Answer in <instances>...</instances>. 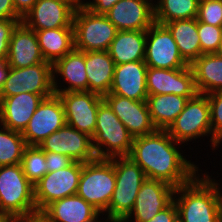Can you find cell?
Wrapping results in <instances>:
<instances>
[{
	"label": "cell",
	"instance_id": "obj_1",
	"mask_svg": "<svg viewBox=\"0 0 222 222\" xmlns=\"http://www.w3.org/2000/svg\"><path fill=\"white\" fill-rule=\"evenodd\" d=\"M180 144L166 130L157 129L151 134L133 138L128 157L144 171L146 178L178 188L202 171L183 156L179 151Z\"/></svg>",
	"mask_w": 222,
	"mask_h": 222
},
{
	"label": "cell",
	"instance_id": "obj_2",
	"mask_svg": "<svg viewBox=\"0 0 222 222\" xmlns=\"http://www.w3.org/2000/svg\"><path fill=\"white\" fill-rule=\"evenodd\" d=\"M205 173L175 188L173 201L181 222H222V186Z\"/></svg>",
	"mask_w": 222,
	"mask_h": 222
},
{
	"label": "cell",
	"instance_id": "obj_3",
	"mask_svg": "<svg viewBox=\"0 0 222 222\" xmlns=\"http://www.w3.org/2000/svg\"><path fill=\"white\" fill-rule=\"evenodd\" d=\"M92 141L98 159L128 156L132 148L133 137L105 100L98 107Z\"/></svg>",
	"mask_w": 222,
	"mask_h": 222
},
{
	"label": "cell",
	"instance_id": "obj_4",
	"mask_svg": "<svg viewBox=\"0 0 222 222\" xmlns=\"http://www.w3.org/2000/svg\"><path fill=\"white\" fill-rule=\"evenodd\" d=\"M0 210L17 220L37 213L34 186L21 164L0 166Z\"/></svg>",
	"mask_w": 222,
	"mask_h": 222
},
{
	"label": "cell",
	"instance_id": "obj_5",
	"mask_svg": "<svg viewBox=\"0 0 222 222\" xmlns=\"http://www.w3.org/2000/svg\"><path fill=\"white\" fill-rule=\"evenodd\" d=\"M115 189L105 212L109 220H124L132 211L137 194L146 179L144 171L128 156L113 158Z\"/></svg>",
	"mask_w": 222,
	"mask_h": 222
},
{
	"label": "cell",
	"instance_id": "obj_6",
	"mask_svg": "<svg viewBox=\"0 0 222 222\" xmlns=\"http://www.w3.org/2000/svg\"><path fill=\"white\" fill-rule=\"evenodd\" d=\"M115 183L113 158H97L83 163L76 194L105 214L115 189Z\"/></svg>",
	"mask_w": 222,
	"mask_h": 222
},
{
	"label": "cell",
	"instance_id": "obj_7",
	"mask_svg": "<svg viewBox=\"0 0 222 222\" xmlns=\"http://www.w3.org/2000/svg\"><path fill=\"white\" fill-rule=\"evenodd\" d=\"M74 47L83 52L108 51L117 28L105 14H96L78 5L73 16Z\"/></svg>",
	"mask_w": 222,
	"mask_h": 222
},
{
	"label": "cell",
	"instance_id": "obj_8",
	"mask_svg": "<svg viewBox=\"0 0 222 222\" xmlns=\"http://www.w3.org/2000/svg\"><path fill=\"white\" fill-rule=\"evenodd\" d=\"M168 134L179 143L191 142L193 139L210 137L212 146V129L210 122V106L206 94L197 93L190 98L183 111L166 129ZM211 135V136H210Z\"/></svg>",
	"mask_w": 222,
	"mask_h": 222
},
{
	"label": "cell",
	"instance_id": "obj_9",
	"mask_svg": "<svg viewBox=\"0 0 222 222\" xmlns=\"http://www.w3.org/2000/svg\"><path fill=\"white\" fill-rule=\"evenodd\" d=\"M83 162L73 161L68 167L46 173L34 184V201L41 212L53 201L77 193Z\"/></svg>",
	"mask_w": 222,
	"mask_h": 222
},
{
	"label": "cell",
	"instance_id": "obj_10",
	"mask_svg": "<svg viewBox=\"0 0 222 222\" xmlns=\"http://www.w3.org/2000/svg\"><path fill=\"white\" fill-rule=\"evenodd\" d=\"M53 95L52 64L44 61L25 68H9L7 78L0 90V97L20 93Z\"/></svg>",
	"mask_w": 222,
	"mask_h": 222
},
{
	"label": "cell",
	"instance_id": "obj_11",
	"mask_svg": "<svg viewBox=\"0 0 222 222\" xmlns=\"http://www.w3.org/2000/svg\"><path fill=\"white\" fill-rule=\"evenodd\" d=\"M144 61L147 67L157 69H180L189 66L180 55L170 31L156 22L146 30Z\"/></svg>",
	"mask_w": 222,
	"mask_h": 222
},
{
	"label": "cell",
	"instance_id": "obj_12",
	"mask_svg": "<svg viewBox=\"0 0 222 222\" xmlns=\"http://www.w3.org/2000/svg\"><path fill=\"white\" fill-rule=\"evenodd\" d=\"M63 104L66 124L93 137L96 117L103 96L90 91L54 93Z\"/></svg>",
	"mask_w": 222,
	"mask_h": 222
},
{
	"label": "cell",
	"instance_id": "obj_13",
	"mask_svg": "<svg viewBox=\"0 0 222 222\" xmlns=\"http://www.w3.org/2000/svg\"><path fill=\"white\" fill-rule=\"evenodd\" d=\"M82 0H38L22 22L32 30L73 28L75 9Z\"/></svg>",
	"mask_w": 222,
	"mask_h": 222
},
{
	"label": "cell",
	"instance_id": "obj_14",
	"mask_svg": "<svg viewBox=\"0 0 222 222\" xmlns=\"http://www.w3.org/2000/svg\"><path fill=\"white\" fill-rule=\"evenodd\" d=\"M66 124L63 104L57 94L44 98L22 132L27 146H38Z\"/></svg>",
	"mask_w": 222,
	"mask_h": 222
},
{
	"label": "cell",
	"instance_id": "obj_15",
	"mask_svg": "<svg viewBox=\"0 0 222 222\" xmlns=\"http://www.w3.org/2000/svg\"><path fill=\"white\" fill-rule=\"evenodd\" d=\"M44 152L60 153L73 161L90 162L97 159L92 137L65 124L38 145Z\"/></svg>",
	"mask_w": 222,
	"mask_h": 222
},
{
	"label": "cell",
	"instance_id": "obj_16",
	"mask_svg": "<svg viewBox=\"0 0 222 222\" xmlns=\"http://www.w3.org/2000/svg\"><path fill=\"white\" fill-rule=\"evenodd\" d=\"M175 188L166 182L146 178L125 222H146L166 208L174 197Z\"/></svg>",
	"mask_w": 222,
	"mask_h": 222
},
{
	"label": "cell",
	"instance_id": "obj_17",
	"mask_svg": "<svg viewBox=\"0 0 222 222\" xmlns=\"http://www.w3.org/2000/svg\"><path fill=\"white\" fill-rule=\"evenodd\" d=\"M146 86L148 95L176 94L183 97H194L198 93L190 65L180 69L148 67Z\"/></svg>",
	"mask_w": 222,
	"mask_h": 222
},
{
	"label": "cell",
	"instance_id": "obj_18",
	"mask_svg": "<svg viewBox=\"0 0 222 222\" xmlns=\"http://www.w3.org/2000/svg\"><path fill=\"white\" fill-rule=\"evenodd\" d=\"M103 99L133 138L148 135L157 130L151 120L146 100L135 101L114 94H105Z\"/></svg>",
	"mask_w": 222,
	"mask_h": 222
},
{
	"label": "cell",
	"instance_id": "obj_19",
	"mask_svg": "<svg viewBox=\"0 0 222 222\" xmlns=\"http://www.w3.org/2000/svg\"><path fill=\"white\" fill-rule=\"evenodd\" d=\"M118 31H143L154 21L153 0H119L105 13Z\"/></svg>",
	"mask_w": 222,
	"mask_h": 222
},
{
	"label": "cell",
	"instance_id": "obj_20",
	"mask_svg": "<svg viewBox=\"0 0 222 222\" xmlns=\"http://www.w3.org/2000/svg\"><path fill=\"white\" fill-rule=\"evenodd\" d=\"M50 96L26 92L0 97V124L22 133L42 100Z\"/></svg>",
	"mask_w": 222,
	"mask_h": 222
},
{
	"label": "cell",
	"instance_id": "obj_21",
	"mask_svg": "<svg viewBox=\"0 0 222 222\" xmlns=\"http://www.w3.org/2000/svg\"><path fill=\"white\" fill-rule=\"evenodd\" d=\"M85 66V52L73 49L52 65L54 93L88 91V80ZM58 76L68 87L61 88ZM65 81V82H64ZM60 84V85H59Z\"/></svg>",
	"mask_w": 222,
	"mask_h": 222
},
{
	"label": "cell",
	"instance_id": "obj_22",
	"mask_svg": "<svg viewBox=\"0 0 222 222\" xmlns=\"http://www.w3.org/2000/svg\"><path fill=\"white\" fill-rule=\"evenodd\" d=\"M147 69L144 60L116 65L108 94L120 95L135 101L146 100L148 97Z\"/></svg>",
	"mask_w": 222,
	"mask_h": 222
},
{
	"label": "cell",
	"instance_id": "obj_23",
	"mask_svg": "<svg viewBox=\"0 0 222 222\" xmlns=\"http://www.w3.org/2000/svg\"><path fill=\"white\" fill-rule=\"evenodd\" d=\"M7 64L11 68H25L44 62L37 34L20 22L13 30L9 42Z\"/></svg>",
	"mask_w": 222,
	"mask_h": 222
},
{
	"label": "cell",
	"instance_id": "obj_24",
	"mask_svg": "<svg viewBox=\"0 0 222 222\" xmlns=\"http://www.w3.org/2000/svg\"><path fill=\"white\" fill-rule=\"evenodd\" d=\"M99 211L77 194L48 204L40 213L51 222H85Z\"/></svg>",
	"mask_w": 222,
	"mask_h": 222
},
{
	"label": "cell",
	"instance_id": "obj_25",
	"mask_svg": "<svg viewBox=\"0 0 222 222\" xmlns=\"http://www.w3.org/2000/svg\"><path fill=\"white\" fill-rule=\"evenodd\" d=\"M85 66L88 91L101 96L108 94L116 66L108 51L85 52Z\"/></svg>",
	"mask_w": 222,
	"mask_h": 222
},
{
	"label": "cell",
	"instance_id": "obj_26",
	"mask_svg": "<svg viewBox=\"0 0 222 222\" xmlns=\"http://www.w3.org/2000/svg\"><path fill=\"white\" fill-rule=\"evenodd\" d=\"M190 67L198 93L207 95L222 91V56L217 53L202 54Z\"/></svg>",
	"mask_w": 222,
	"mask_h": 222
},
{
	"label": "cell",
	"instance_id": "obj_27",
	"mask_svg": "<svg viewBox=\"0 0 222 222\" xmlns=\"http://www.w3.org/2000/svg\"><path fill=\"white\" fill-rule=\"evenodd\" d=\"M146 45V30L117 31L108 53L116 65L144 60Z\"/></svg>",
	"mask_w": 222,
	"mask_h": 222
},
{
	"label": "cell",
	"instance_id": "obj_28",
	"mask_svg": "<svg viewBox=\"0 0 222 222\" xmlns=\"http://www.w3.org/2000/svg\"><path fill=\"white\" fill-rule=\"evenodd\" d=\"M163 25L170 31L180 55L189 65L202 55L196 18L174 20Z\"/></svg>",
	"mask_w": 222,
	"mask_h": 222
},
{
	"label": "cell",
	"instance_id": "obj_29",
	"mask_svg": "<svg viewBox=\"0 0 222 222\" xmlns=\"http://www.w3.org/2000/svg\"><path fill=\"white\" fill-rule=\"evenodd\" d=\"M190 98L193 97L176 94L148 95L146 103L156 129L166 130L183 111Z\"/></svg>",
	"mask_w": 222,
	"mask_h": 222
},
{
	"label": "cell",
	"instance_id": "obj_30",
	"mask_svg": "<svg viewBox=\"0 0 222 222\" xmlns=\"http://www.w3.org/2000/svg\"><path fill=\"white\" fill-rule=\"evenodd\" d=\"M34 31L37 34L42 57L52 65L75 48L73 28H56Z\"/></svg>",
	"mask_w": 222,
	"mask_h": 222
},
{
	"label": "cell",
	"instance_id": "obj_31",
	"mask_svg": "<svg viewBox=\"0 0 222 222\" xmlns=\"http://www.w3.org/2000/svg\"><path fill=\"white\" fill-rule=\"evenodd\" d=\"M154 21L158 24L197 17L199 0H154Z\"/></svg>",
	"mask_w": 222,
	"mask_h": 222
},
{
	"label": "cell",
	"instance_id": "obj_32",
	"mask_svg": "<svg viewBox=\"0 0 222 222\" xmlns=\"http://www.w3.org/2000/svg\"><path fill=\"white\" fill-rule=\"evenodd\" d=\"M27 144L21 132L0 124V166L21 164Z\"/></svg>",
	"mask_w": 222,
	"mask_h": 222
},
{
	"label": "cell",
	"instance_id": "obj_33",
	"mask_svg": "<svg viewBox=\"0 0 222 222\" xmlns=\"http://www.w3.org/2000/svg\"><path fill=\"white\" fill-rule=\"evenodd\" d=\"M21 165L27 179L36 184L47 173L45 152L39 146H27Z\"/></svg>",
	"mask_w": 222,
	"mask_h": 222
},
{
	"label": "cell",
	"instance_id": "obj_34",
	"mask_svg": "<svg viewBox=\"0 0 222 222\" xmlns=\"http://www.w3.org/2000/svg\"><path fill=\"white\" fill-rule=\"evenodd\" d=\"M197 30L202 54L217 53L222 39V26L197 21Z\"/></svg>",
	"mask_w": 222,
	"mask_h": 222
},
{
	"label": "cell",
	"instance_id": "obj_35",
	"mask_svg": "<svg viewBox=\"0 0 222 222\" xmlns=\"http://www.w3.org/2000/svg\"><path fill=\"white\" fill-rule=\"evenodd\" d=\"M197 21L222 26V0H199Z\"/></svg>",
	"mask_w": 222,
	"mask_h": 222
},
{
	"label": "cell",
	"instance_id": "obj_36",
	"mask_svg": "<svg viewBox=\"0 0 222 222\" xmlns=\"http://www.w3.org/2000/svg\"><path fill=\"white\" fill-rule=\"evenodd\" d=\"M210 106L212 147L215 138L222 132V91L207 94Z\"/></svg>",
	"mask_w": 222,
	"mask_h": 222
},
{
	"label": "cell",
	"instance_id": "obj_37",
	"mask_svg": "<svg viewBox=\"0 0 222 222\" xmlns=\"http://www.w3.org/2000/svg\"><path fill=\"white\" fill-rule=\"evenodd\" d=\"M22 19H0V60L5 61L9 52V42L16 26Z\"/></svg>",
	"mask_w": 222,
	"mask_h": 222
},
{
	"label": "cell",
	"instance_id": "obj_38",
	"mask_svg": "<svg viewBox=\"0 0 222 222\" xmlns=\"http://www.w3.org/2000/svg\"><path fill=\"white\" fill-rule=\"evenodd\" d=\"M47 173L68 167L73 160L63 154L45 152Z\"/></svg>",
	"mask_w": 222,
	"mask_h": 222
},
{
	"label": "cell",
	"instance_id": "obj_39",
	"mask_svg": "<svg viewBox=\"0 0 222 222\" xmlns=\"http://www.w3.org/2000/svg\"><path fill=\"white\" fill-rule=\"evenodd\" d=\"M119 0H92L82 1V5L96 14H105L112 6H114Z\"/></svg>",
	"mask_w": 222,
	"mask_h": 222
},
{
	"label": "cell",
	"instance_id": "obj_40",
	"mask_svg": "<svg viewBox=\"0 0 222 222\" xmlns=\"http://www.w3.org/2000/svg\"><path fill=\"white\" fill-rule=\"evenodd\" d=\"M178 218V210L174 201L146 222H174Z\"/></svg>",
	"mask_w": 222,
	"mask_h": 222
},
{
	"label": "cell",
	"instance_id": "obj_41",
	"mask_svg": "<svg viewBox=\"0 0 222 222\" xmlns=\"http://www.w3.org/2000/svg\"><path fill=\"white\" fill-rule=\"evenodd\" d=\"M0 19H23L17 12L13 0H0Z\"/></svg>",
	"mask_w": 222,
	"mask_h": 222
},
{
	"label": "cell",
	"instance_id": "obj_42",
	"mask_svg": "<svg viewBox=\"0 0 222 222\" xmlns=\"http://www.w3.org/2000/svg\"><path fill=\"white\" fill-rule=\"evenodd\" d=\"M38 0H13L16 12L23 18Z\"/></svg>",
	"mask_w": 222,
	"mask_h": 222
},
{
	"label": "cell",
	"instance_id": "obj_43",
	"mask_svg": "<svg viewBox=\"0 0 222 222\" xmlns=\"http://www.w3.org/2000/svg\"><path fill=\"white\" fill-rule=\"evenodd\" d=\"M18 222H51L43 214L37 212L35 214L29 215L28 217L21 218Z\"/></svg>",
	"mask_w": 222,
	"mask_h": 222
},
{
	"label": "cell",
	"instance_id": "obj_44",
	"mask_svg": "<svg viewBox=\"0 0 222 222\" xmlns=\"http://www.w3.org/2000/svg\"><path fill=\"white\" fill-rule=\"evenodd\" d=\"M9 65L7 64V61H1L0 60V90L4 85V82L7 78V74L9 71Z\"/></svg>",
	"mask_w": 222,
	"mask_h": 222
},
{
	"label": "cell",
	"instance_id": "obj_45",
	"mask_svg": "<svg viewBox=\"0 0 222 222\" xmlns=\"http://www.w3.org/2000/svg\"><path fill=\"white\" fill-rule=\"evenodd\" d=\"M0 222H18V220L12 214L0 210Z\"/></svg>",
	"mask_w": 222,
	"mask_h": 222
},
{
	"label": "cell",
	"instance_id": "obj_46",
	"mask_svg": "<svg viewBox=\"0 0 222 222\" xmlns=\"http://www.w3.org/2000/svg\"><path fill=\"white\" fill-rule=\"evenodd\" d=\"M221 143H222V132L215 138L213 147L211 149L214 151L216 148H219V146L222 145Z\"/></svg>",
	"mask_w": 222,
	"mask_h": 222
},
{
	"label": "cell",
	"instance_id": "obj_47",
	"mask_svg": "<svg viewBox=\"0 0 222 222\" xmlns=\"http://www.w3.org/2000/svg\"><path fill=\"white\" fill-rule=\"evenodd\" d=\"M104 215L103 213H101V212H98L92 219H90V220H88V221H85V222H102L101 221V219H99V218H101L100 216L101 215Z\"/></svg>",
	"mask_w": 222,
	"mask_h": 222
},
{
	"label": "cell",
	"instance_id": "obj_48",
	"mask_svg": "<svg viewBox=\"0 0 222 222\" xmlns=\"http://www.w3.org/2000/svg\"><path fill=\"white\" fill-rule=\"evenodd\" d=\"M106 219V220H105ZM102 221L103 222H125L124 220H109V219H107L106 217L104 218V220H103V218H102Z\"/></svg>",
	"mask_w": 222,
	"mask_h": 222
},
{
	"label": "cell",
	"instance_id": "obj_49",
	"mask_svg": "<svg viewBox=\"0 0 222 222\" xmlns=\"http://www.w3.org/2000/svg\"><path fill=\"white\" fill-rule=\"evenodd\" d=\"M217 54L220 55V56H222V39H221L219 48H218V50H217Z\"/></svg>",
	"mask_w": 222,
	"mask_h": 222
},
{
	"label": "cell",
	"instance_id": "obj_50",
	"mask_svg": "<svg viewBox=\"0 0 222 222\" xmlns=\"http://www.w3.org/2000/svg\"><path fill=\"white\" fill-rule=\"evenodd\" d=\"M174 222H181L178 218Z\"/></svg>",
	"mask_w": 222,
	"mask_h": 222
}]
</instances>
